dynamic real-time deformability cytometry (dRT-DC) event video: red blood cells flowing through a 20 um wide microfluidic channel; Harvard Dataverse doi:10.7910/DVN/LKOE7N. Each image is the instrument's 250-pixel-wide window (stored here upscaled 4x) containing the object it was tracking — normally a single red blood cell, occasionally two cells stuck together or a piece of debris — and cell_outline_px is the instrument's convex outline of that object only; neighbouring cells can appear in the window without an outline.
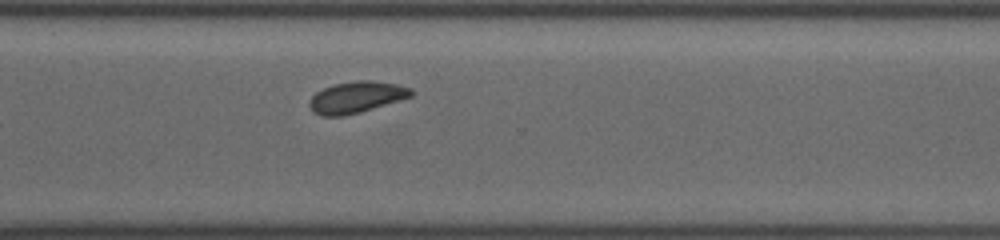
{"species": "common noctule bat (a hibernating species)", "species_latin": "Nyctalus noctula", "temperature_condition": "cold", "stored_images_in_passage": 22, "camera_frame_rate_fps": 3000, "um_per_image_px": 0.085, "animal": {"sex": "female", "body_mass_g": 19.5, "forearm_length_mm": 54.1}, "frame": {"image": 1, "passage_image": 22, "time_ms": 12.0, "image_size_px": [1000, 240], "cell_outline_px": [[416, 92], [412, 96], [400, 100], [360, 112], [344, 116], [320, 116], [312, 112], [308, 104], [312, 96], [316, 92], [324, 88], [336, 84], [356, 80], [372, 80], [396, 84], [412, 88]], "centroid_in_image_um": [30.3, 8.26], "position_along_channel_um": 340.3, "area_um2": 18.73}}